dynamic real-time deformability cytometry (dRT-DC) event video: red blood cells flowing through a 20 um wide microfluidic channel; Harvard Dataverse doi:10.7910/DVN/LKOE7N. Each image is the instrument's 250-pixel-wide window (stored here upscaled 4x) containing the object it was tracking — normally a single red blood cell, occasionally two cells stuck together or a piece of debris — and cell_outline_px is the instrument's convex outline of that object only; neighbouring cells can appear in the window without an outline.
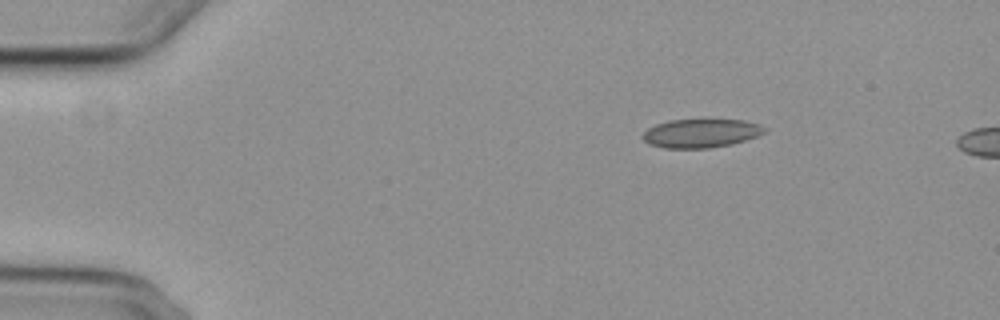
{"species": "common noctule bat (a hibernating species)", "species_latin": "Nyctalus noctula", "temperature_condition": "cold", "stored_images_in_passage": 2, "camera_frame_rate_fps": 3000, "um_per_image_px": 0.085, "animal": {"sex": "female", "body_mass_g": 29.2, "forearm_length_mm": 56.3}, "frame": {"image": 1, "passage_image": 1, "time_ms": 0.0, "image_size_px": [1000, 320], "cell_outline_px": [[768, 128], [764, 132], [756, 136], [732, 144], [708, 148], [664, 148], [648, 144], [640, 136], [648, 128], [656, 124], [668, 120], [744, 120], [760, 124]], "centroid_in_image_um": [59.56, 11.33], "position_along_channel_um": 25.4, "area_um2": 20.35}}